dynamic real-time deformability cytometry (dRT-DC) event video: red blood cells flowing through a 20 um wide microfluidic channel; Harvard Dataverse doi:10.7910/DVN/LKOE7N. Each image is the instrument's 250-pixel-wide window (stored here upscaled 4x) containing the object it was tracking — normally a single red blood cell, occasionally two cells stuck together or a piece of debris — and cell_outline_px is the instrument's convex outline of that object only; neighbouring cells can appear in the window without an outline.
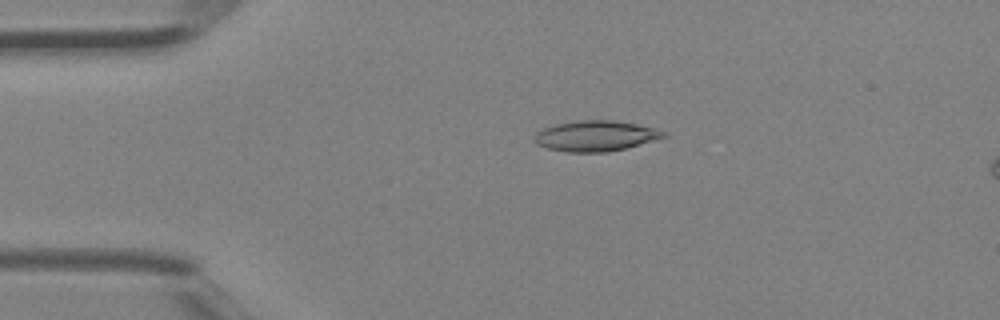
{"species": "Egyptian fruit bat (a non-hibernating species)", "species_latin": "Rousettus aegyptiacus", "temperature_condition": "room temperature", "stored_images_in_passage": 13, "camera_frame_rate_fps": 3000, "um_per_image_px": 0.085, "animal": {"sex": "female"}, "frame": {"image": 1, "passage_image": 8, "time_ms": 2.333, "image_size_px": [1000, 320], "cell_outline_px": [[668, 136], [624, 148], [608, 152], [568, 152], [548, 148], [536, 144], [532, 140], [536, 132], [544, 128], [556, 124], [580, 120], [612, 120], [636, 124], [656, 128], [668, 132]], "centroid_in_image_um": [50.62, 11.55], "position_along_channel_um": 34.4, "area_um2": 22.95}}